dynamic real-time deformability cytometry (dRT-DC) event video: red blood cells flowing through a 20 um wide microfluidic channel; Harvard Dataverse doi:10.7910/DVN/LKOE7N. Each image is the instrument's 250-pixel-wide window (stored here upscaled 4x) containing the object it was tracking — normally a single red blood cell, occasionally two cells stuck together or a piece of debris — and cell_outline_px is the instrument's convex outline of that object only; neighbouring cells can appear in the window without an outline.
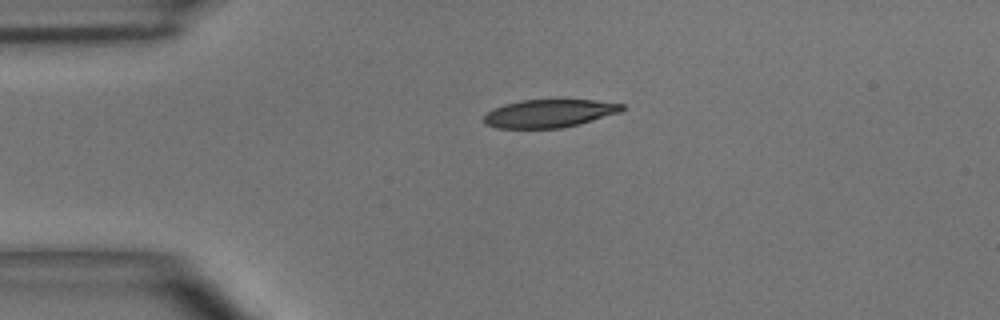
{"species": "common noctule bat (a hibernating species)", "species_latin": "Nyctalus noctula", "temperature_condition": "room temperature", "stored_images_in_passage": 39, "camera_frame_rate_fps": 3000, "um_per_image_px": 0.085, "animal": {"sex": "male", "body_mass_g": 15.6}, "frame": {"image": 1, "passage_image": 1, "time_ms": 0.0, "image_size_px": [1000, 320], "cell_outline_px": [[624, 108], [620, 112], [580, 124], [560, 128], [496, 128], [484, 124], [484, 116], [488, 112], [504, 104], [520, 100], [596, 100], [624, 104]], "centroid_in_image_um": [46.69, 9.64], "position_along_channel_um": 38.3, "area_um2": 22.48}}
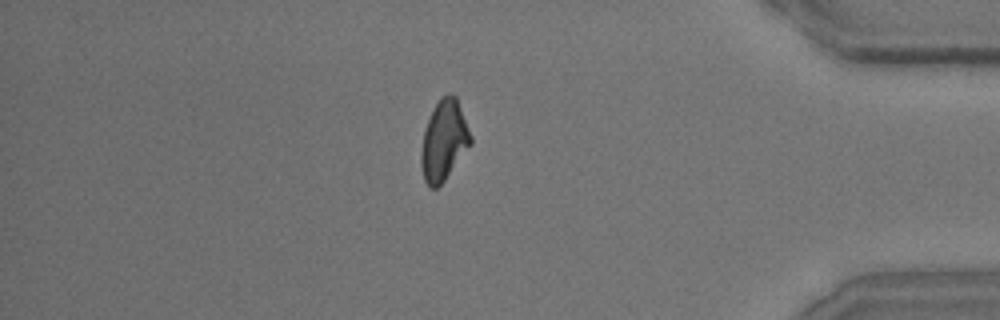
{"frame": {"image": 2, "passage_image": 32, "time_ms": 10.333, "image_size_px": [1000, 320], "cell_outline_px": [[472, 144], [444, 180], [436, 188], [428, 188], [424, 180], [420, 164], [420, 152], [424, 128], [440, 96], [448, 92], [456, 96], [472, 136]], "centroid_in_image_um": [37.72, 11.94], "position_along_channel_um": 397.5, "area_um2": 23.29}}
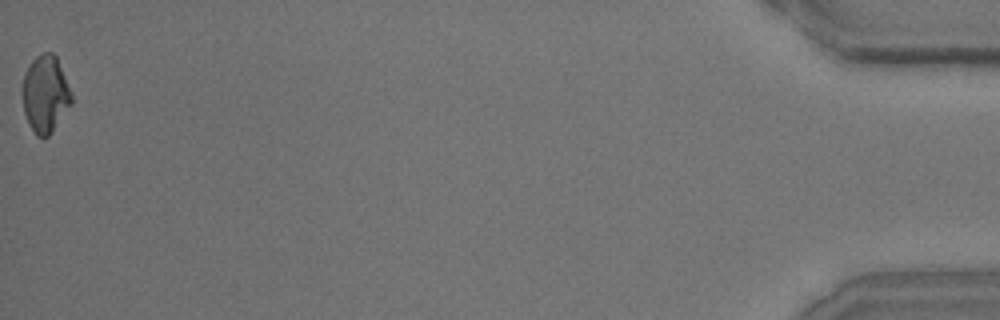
{"frame": {"image": 3, "passage_image": 39, "time_ms": 12.667, "image_size_px": [1000, 320], "cell_outline_px": [[72, 104], [52, 132], [44, 140], [36, 136], [24, 112], [20, 92], [24, 72], [32, 60], [40, 52], [52, 52], [56, 56], [72, 92]], "centroid_in_image_um": [3.84, 7.99], "position_along_channel_um": 431.4, "area_um2": 22.54}, "authors_computed_cell_mechanics": {"area_um2": 23.5824, "velocity_mm_per_s": 4.0751, "shape_relaxation_time_tau1_ms": 3.4171, "shape_relaxation_time_tau2_ms": 6.3577, "deformation_change_tau1": 0.1428, "deformation_change_tau2": 0.1695}}